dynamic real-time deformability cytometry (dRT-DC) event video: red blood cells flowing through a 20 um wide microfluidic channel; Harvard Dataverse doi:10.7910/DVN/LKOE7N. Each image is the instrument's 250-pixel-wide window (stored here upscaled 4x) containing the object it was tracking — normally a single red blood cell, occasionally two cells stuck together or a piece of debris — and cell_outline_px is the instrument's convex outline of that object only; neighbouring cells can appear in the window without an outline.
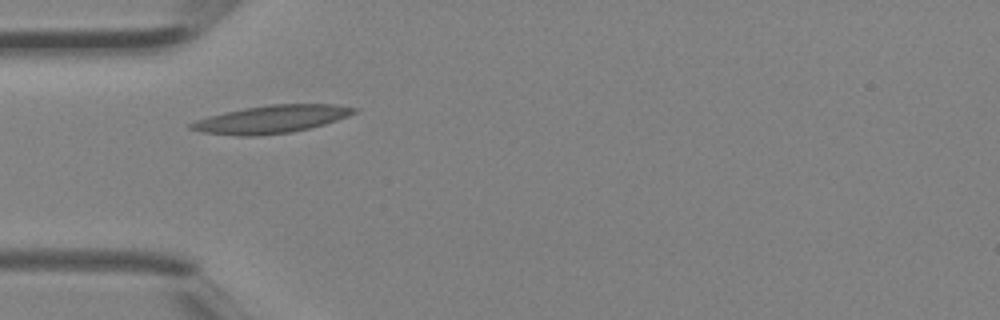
{"species": "Egyptian fruit bat (a non-hibernating species)", "species_latin": "Rousettus aegyptiacus", "temperature_condition": "room temperature", "stored_images_in_passage": 1, "camera_frame_rate_fps": 3000, "um_per_image_px": 0.085, "animal": {"sex": "female"}, "frame": {"image": 1, "passage_image": 1, "time_ms": 0.0, "image_size_px": [1000, 320], "cell_outline_px": [[360, 108], [356, 112], [348, 116], [324, 124], [292, 132], [260, 136], [236, 136], [200, 132], [188, 128], [188, 124], [196, 120], [208, 116], [248, 108], [272, 104], [332, 104]], "centroid_in_image_um": [23.06, 10.15], "position_along_channel_um": 61.9, "area_um2": 26.3}}